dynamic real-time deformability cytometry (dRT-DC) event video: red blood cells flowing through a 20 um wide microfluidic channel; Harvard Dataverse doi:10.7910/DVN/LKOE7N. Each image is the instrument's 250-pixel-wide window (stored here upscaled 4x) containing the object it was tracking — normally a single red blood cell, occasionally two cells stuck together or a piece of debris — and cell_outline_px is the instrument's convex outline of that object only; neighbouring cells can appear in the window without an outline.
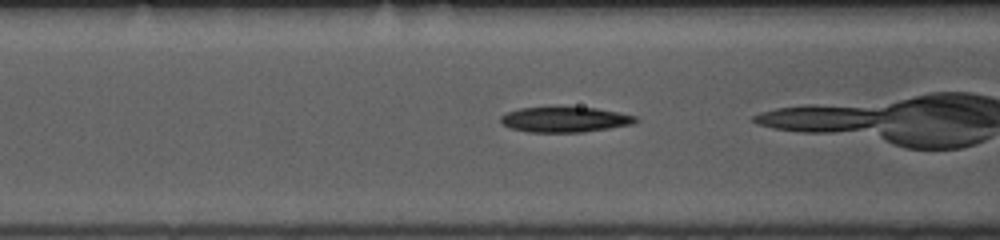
{"species": "common noctule bat (a hibernating species)", "species_latin": "Nyctalus noctula", "temperature_condition": "room temperature", "stored_images_in_passage": 36, "camera_frame_rate_fps": 3000, "um_per_image_px": 0.085, "animal": {"sex": "female", "body_mass_g": 10.0, "forearm_length_mm": 53.1}, "frame": {"image": 1, "passage_image": 15, "time_ms": 4.667, "image_size_px": [1000, 240], "cell_outline_px": [[640, 120], [632, 124], [608, 128], [580, 132], [528, 132], [512, 128], [504, 124], [500, 120], [500, 116], [508, 112], [520, 108], [596, 108], [620, 112], [636, 116]], "centroid_in_image_um": [48.05, 10.16], "position_along_channel_um": 118.5, "area_um2": 19.54}}
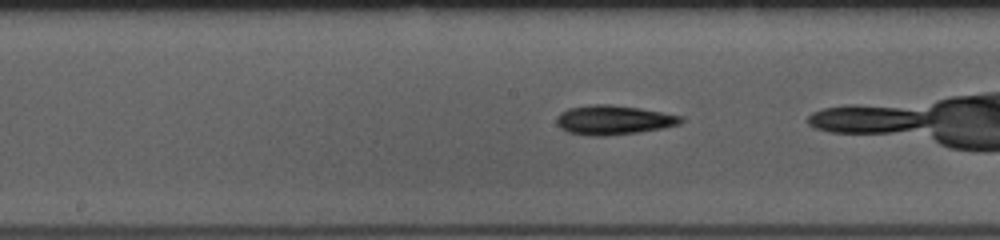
{"frame": {"image": 2, "passage_image": 21, "time_ms": 6.667, "image_size_px": [1000, 240], "cell_outline_px": [[684, 120], [680, 124], [660, 128], [636, 132], [604, 136], [588, 136], [568, 132], [560, 128], [556, 124], [556, 116], [560, 112], [568, 108], [592, 104], [612, 104], [640, 108], [684, 116]], "centroid_in_image_um": [52.11, 10.19], "position_along_channel_um": 196.1, "area_um2": 21.39}}
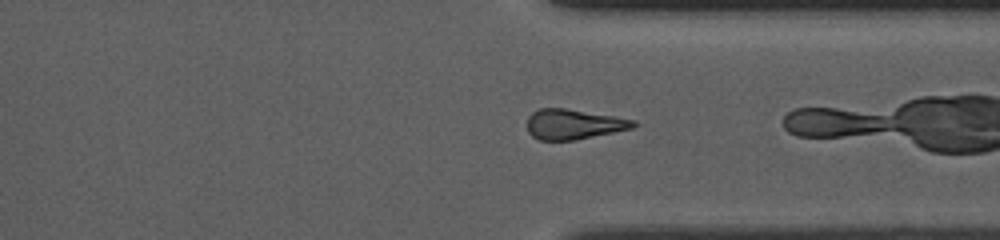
{"frame": {"image": 3, "passage_image": 34, "time_ms": 11.0, "image_size_px": [1000, 240], "cell_outline_px": [[640, 124], [632, 128], [576, 140], [540, 140], [532, 136], [528, 132], [528, 116], [532, 112], [540, 108], [564, 108], [616, 116], [636, 120]], "centroid_in_image_um": [48.78, 10.55], "position_along_channel_um": 362.6, "area_um2": 18.73}}